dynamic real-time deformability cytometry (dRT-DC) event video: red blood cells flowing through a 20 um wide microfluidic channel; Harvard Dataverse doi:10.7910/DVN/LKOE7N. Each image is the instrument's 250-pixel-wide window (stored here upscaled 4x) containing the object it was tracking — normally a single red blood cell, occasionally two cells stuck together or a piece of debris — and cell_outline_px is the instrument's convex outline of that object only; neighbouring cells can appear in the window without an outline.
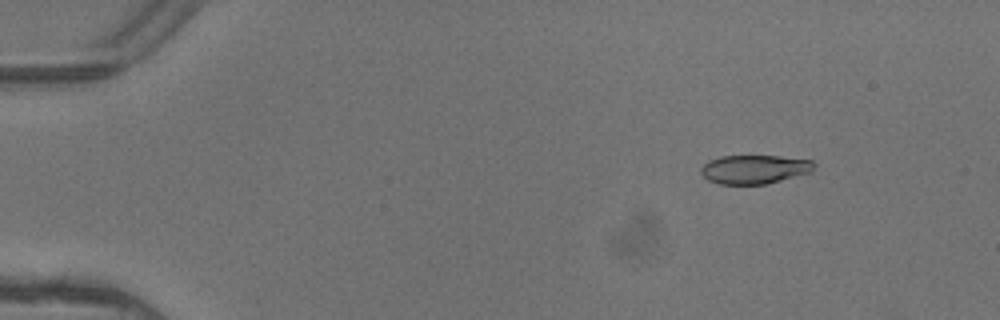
{"species": "common noctule bat (a hibernating species)", "species_latin": "Nyctalus noctula", "temperature_condition": "warm", "stored_images_in_passage": 6, "camera_frame_rate_fps": 3000, "um_per_image_px": 0.085, "animal": {"sex": "female"}, "frame": {"image": 1, "passage_image": 2, "time_ms": 0.333, "image_size_px": [1000, 320], "cell_outline_px": [[816, 164], [812, 172], [764, 184], [720, 184], [708, 180], [700, 172], [700, 168], [708, 160], [720, 156], [780, 156], [812, 160]], "centroid_in_image_um": [64.12, 14.38], "position_along_channel_um": 20.9, "area_um2": 19.02}}
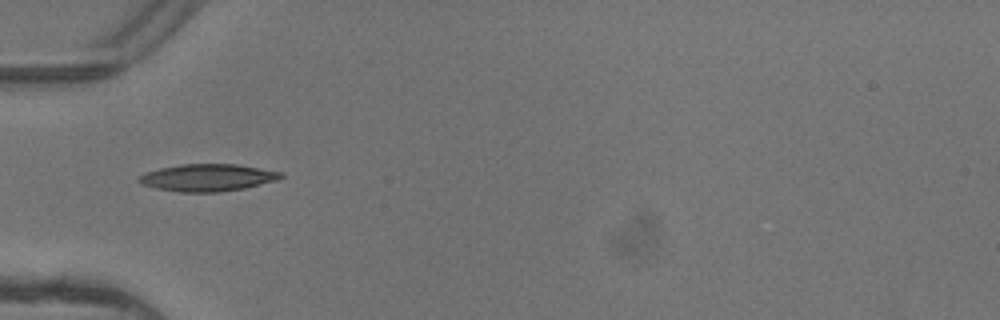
{"frame": {"image": 2, "passage_image": 5, "time_ms": 1.333, "image_size_px": [1000, 320], "cell_outline_px": [[284, 176], [276, 180], [244, 188], [220, 192], [180, 192], [156, 188], [140, 184], [136, 180], [144, 172], [160, 168], [180, 164], [236, 164], [284, 172]], "centroid_in_image_um": [17.62, 15.09], "position_along_channel_um": 67.4, "area_um2": 22.54}}
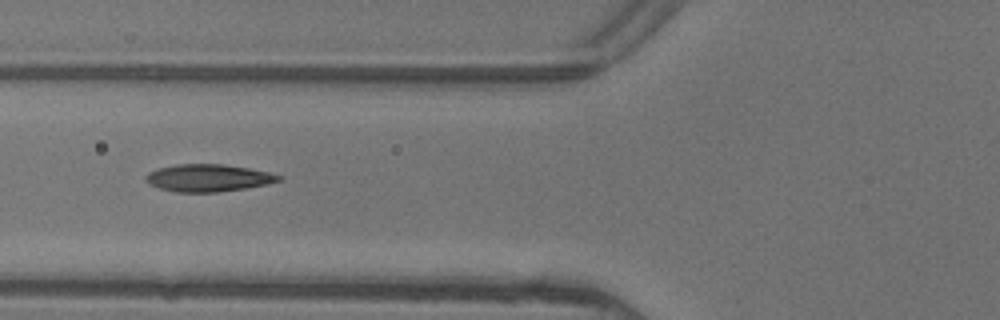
{"frame": {"image": 3, "passage_image": 6, "time_ms": 1.667, "image_size_px": [1000, 320], "cell_outline_px": [[280, 180], [268, 184], [244, 188], [216, 192], [176, 192], [160, 188], [148, 184], [144, 176], [148, 172], [160, 168], [176, 164], [224, 164], [248, 168], [268, 172], [280, 176]], "centroid_in_image_um": [17.65, 15.12], "position_along_channel_um": 108.1, "area_um2": 20.98}}